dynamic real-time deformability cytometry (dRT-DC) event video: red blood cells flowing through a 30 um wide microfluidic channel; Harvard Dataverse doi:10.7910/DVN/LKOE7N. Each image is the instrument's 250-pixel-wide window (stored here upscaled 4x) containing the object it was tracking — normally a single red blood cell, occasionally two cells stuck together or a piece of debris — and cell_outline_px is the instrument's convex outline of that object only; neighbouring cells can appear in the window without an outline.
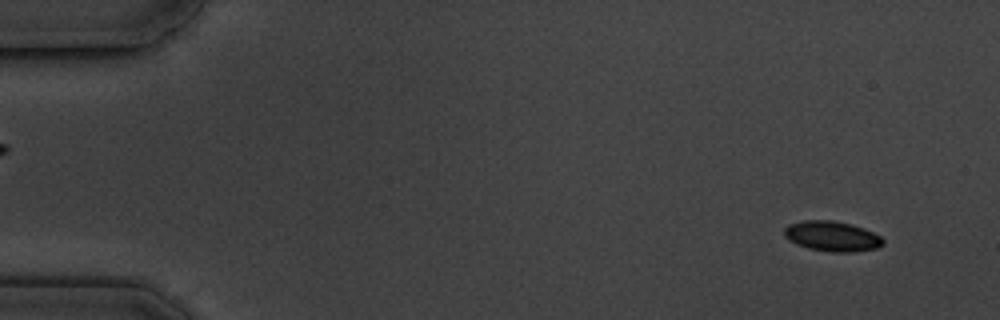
{"species": "common noctule bat (a hibernating species)", "species_latin": "Nyctalus noctula", "temperature_condition": "cold", "stored_images_in_passage": 4, "camera_frame_rate_fps": 3000, "um_per_image_px": 0.085, "animal": {"sex": "male", "body_mass_g": 19.5, "forearm_length_mm": 54.6}, "frame": {"image": 1, "passage_image": 1, "time_ms": 0.0, "image_size_px": [1000, 320], "cell_outline_px": [[884, 244], [876, 248], [852, 252], [832, 252], [808, 248], [796, 244], [788, 240], [784, 236], [784, 228], [788, 224], [804, 220], [832, 220], [852, 224], [864, 228], [880, 236], [884, 240]], "centroid_in_image_um": [70.7, 20.07], "position_along_channel_um": 14.3, "area_um2": 17.46}}
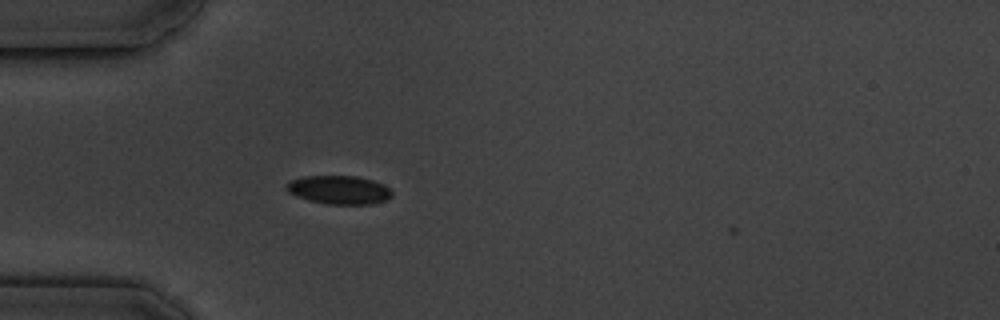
{"frame": {"image": 2, "passage_image": 4, "time_ms": 4.333, "image_size_px": [1000, 320], "cell_outline_px": [[392, 196], [384, 200], [372, 204], [332, 204], [308, 200], [288, 192], [288, 184], [292, 180], [304, 176], [356, 176], [372, 180], [384, 184], [392, 192]], "centroid_in_image_um": [28.86, 16.13], "position_along_channel_um": 56.1, "area_um2": 17.22}}